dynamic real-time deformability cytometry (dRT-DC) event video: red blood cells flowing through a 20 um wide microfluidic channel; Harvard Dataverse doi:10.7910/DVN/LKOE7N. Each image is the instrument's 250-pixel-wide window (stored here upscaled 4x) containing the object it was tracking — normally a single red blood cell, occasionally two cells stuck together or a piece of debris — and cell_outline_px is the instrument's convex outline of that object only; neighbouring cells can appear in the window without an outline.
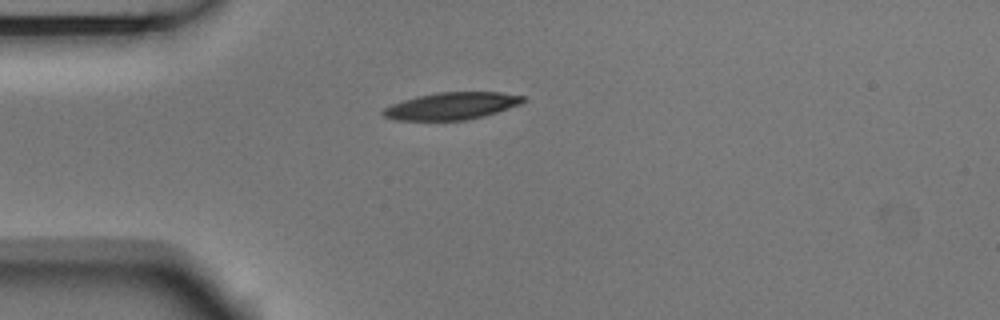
{"species": "Egyptian fruit bat (a non-hibernating species)", "species_latin": "Rousettus aegyptiacus", "temperature_condition": "room temperature", "stored_images_in_passage": 3, "camera_frame_rate_fps": 3000, "um_per_image_px": 0.085, "animal": {"sex": "male"}, "frame": {"image": 1, "passage_image": 1, "time_ms": 0.0, "image_size_px": [1000, 320], "cell_outline_px": [[528, 100], [520, 104], [484, 116], [464, 120], [396, 120], [384, 116], [380, 112], [384, 108], [392, 104], [416, 96], [436, 92], [500, 92], [524, 96]], "centroid_in_image_um": [38.39, 9.0], "position_along_channel_um": 46.6, "area_um2": 22.14}}
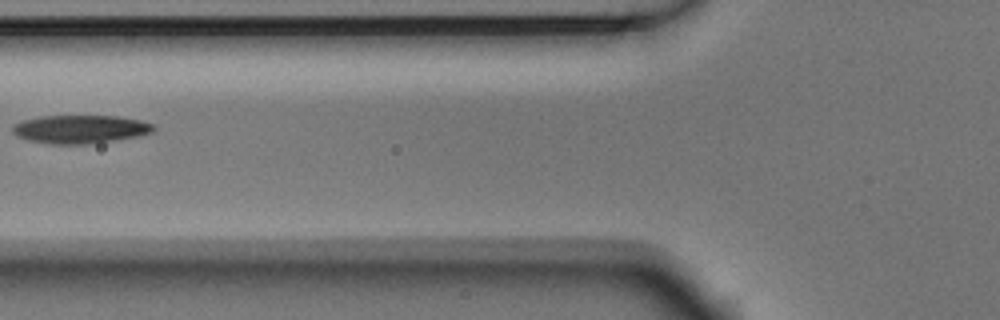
{"frame": {"image": 2, "passage_image": 3, "time_ms": 0.667, "image_size_px": [1000, 320], "cell_outline_px": [[156, 128], [152, 132], [140, 136], [88, 144], [48, 144], [28, 140], [16, 136], [12, 132], [12, 124], [20, 120], [40, 116], [116, 116], [140, 120], [152, 124]], "centroid_in_image_um": [6.77, 10.98], "position_along_channel_um": 119.0, "area_um2": 23.47}}